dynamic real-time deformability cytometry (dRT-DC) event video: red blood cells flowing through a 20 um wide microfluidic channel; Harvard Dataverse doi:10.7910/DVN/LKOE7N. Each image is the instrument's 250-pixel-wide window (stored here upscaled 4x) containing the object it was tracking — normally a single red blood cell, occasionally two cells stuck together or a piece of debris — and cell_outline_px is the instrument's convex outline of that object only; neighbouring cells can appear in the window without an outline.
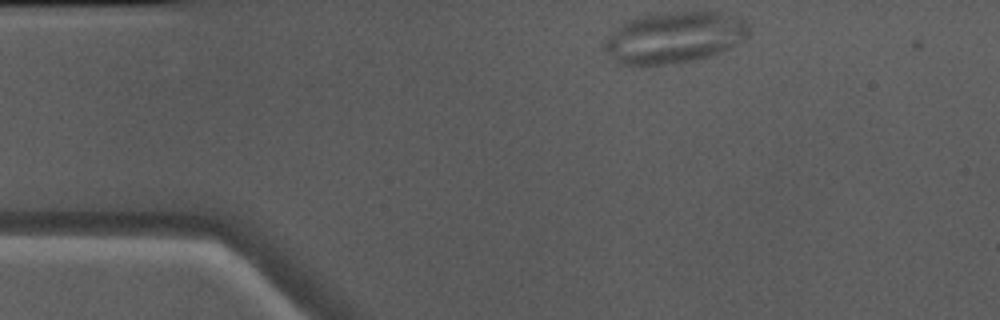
{"species": "Egyptian fruit bat (a non-hibernating species)", "species_latin": "Rousettus aegyptiacus", "temperature_condition": "warm", "stored_images_in_passage": 11, "camera_frame_rate_fps": 3000, "um_per_image_px": 0.085, "animal": {"sex": "male"}, "frame": {"image": 1, "passage_image": 1, "time_ms": 0.0, "image_size_px": [1000, 320], "cell_outline_px": [[752, 32], [736, 44], [728, 48], [708, 56], [692, 60], [660, 64], [616, 64], [604, 48], [604, 40], [620, 24], [636, 16], [656, 12], [716, 12], [740, 16], [744, 20]], "centroid_in_image_um": [57.29, 3.15], "position_along_channel_um": 27.7, "area_um2": 43.12}}